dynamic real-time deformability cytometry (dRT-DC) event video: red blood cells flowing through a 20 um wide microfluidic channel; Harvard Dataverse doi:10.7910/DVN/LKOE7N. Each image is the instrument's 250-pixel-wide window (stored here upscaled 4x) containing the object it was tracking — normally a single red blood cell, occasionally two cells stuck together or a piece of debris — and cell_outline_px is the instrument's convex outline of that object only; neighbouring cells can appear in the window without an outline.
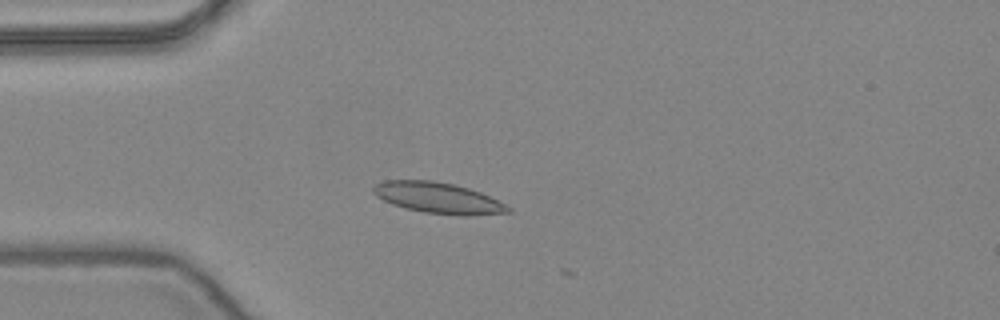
{"species": "common noctule bat (a hibernating species)", "species_latin": "Nyctalus noctula", "temperature_condition": "warm", "stored_images_in_passage": 17, "camera_frame_rate_fps": 3000, "um_per_image_px": 0.085, "animal": {"sex": "female", "body_mass_g": 24.6, "forearm_length_mm": 56.2}, "frame": {"image": 1, "passage_image": 14, "time_ms": 4.333, "image_size_px": [1000, 320], "cell_outline_px": [[512, 212], [468, 216], [460, 216], [424, 212], [392, 204], [376, 196], [372, 192], [372, 188], [376, 184], [384, 180], [432, 180], [452, 184], [468, 188], [480, 192], [512, 208]], "centroid_in_image_um": [37.24, 16.82], "position_along_channel_um": 47.8, "area_um2": 24.16}}